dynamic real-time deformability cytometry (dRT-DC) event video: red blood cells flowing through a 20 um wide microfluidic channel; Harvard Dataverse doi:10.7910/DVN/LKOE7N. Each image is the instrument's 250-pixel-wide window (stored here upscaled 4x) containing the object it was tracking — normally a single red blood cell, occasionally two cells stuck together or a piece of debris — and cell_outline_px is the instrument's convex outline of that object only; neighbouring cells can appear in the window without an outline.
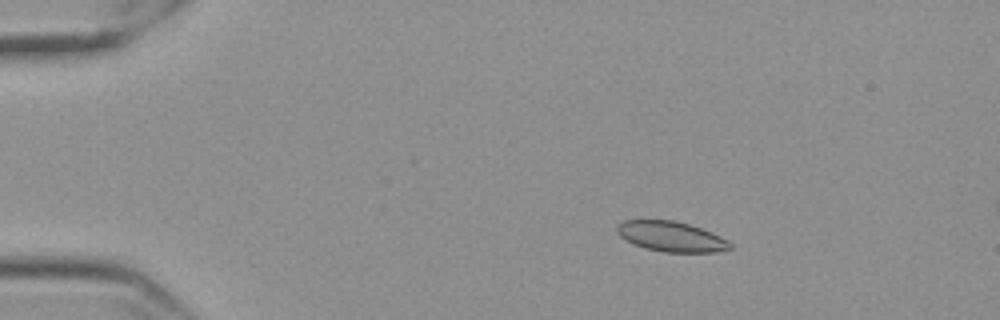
{"species": "Egyptian fruit bat (a non-hibernating species)", "species_latin": "Rousettus aegyptiacus", "temperature_condition": "cold", "stored_images_in_passage": 59, "camera_frame_rate_fps": 3000, "um_per_image_px": 0.085, "frame": {"image": 1, "passage_image": 11, "time_ms": 3.333, "image_size_px": [1000, 320], "cell_outline_px": [[732, 248], [716, 252], [664, 252], [644, 248], [620, 236], [616, 232], [616, 224], [624, 220], [672, 220], [688, 224], [712, 232], [728, 240], [732, 244]], "centroid_in_image_um": [57.05, 20.1], "position_along_channel_um": 27.9, "area_um2": 19.83}}
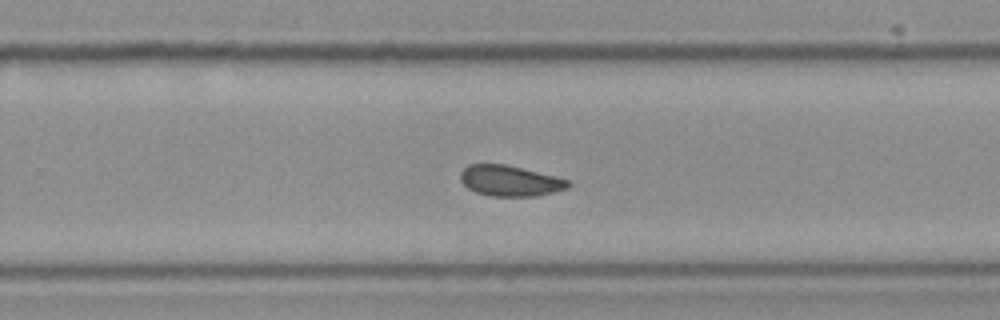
{"frame": {"image": 2, "passage_image": 39, "time_ms": 12.667, "image_size_px": [1000, 320], "cell_outline_px": [[572, 184], [568, 188], [536, 196], [492, 196], [476, 192], [468, 188], [460, 180], [460, 172], [468, 164], [504, 164], [556, 176], [568, 180]], "centroid_in_image_um": [43.34, 15.36], "position_along_channel_um": 286.5, "area_um2": 19.19}}
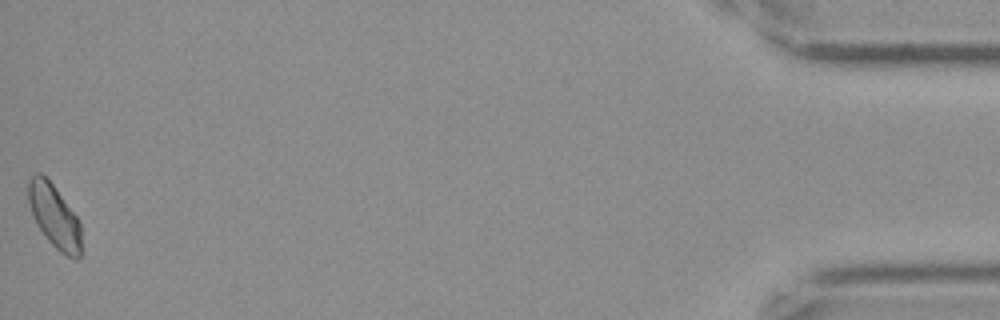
{"frame": {"image": 3, "passage_image": 59, "time_ms": 19.333, "image_size_px": [1000, 320], "cell_outline_px": [[80, 256], [76, 260], [60, 252], [48, 240], [36, 224], [32, 216], [28, 200], [28, 180], [36, 172], [40, 172], [52, 184], [76, 216], [80, 224]], "centroid_in_image_um": [4.59, 18.38], "position_along_channel_um": 430.6, "area_um2": 19.25}, "authors_computed_cell_mechanics": {"area_um2": 19.5942, "velocity_mm_per_s": 3.5204, "shape_relaxation_time_tau1_ms": 9.9615, "shape_relaxation_time_tau2_ms": null, "deformation_change_tau1": 0.1259, "deformation_change_tau2": null}}